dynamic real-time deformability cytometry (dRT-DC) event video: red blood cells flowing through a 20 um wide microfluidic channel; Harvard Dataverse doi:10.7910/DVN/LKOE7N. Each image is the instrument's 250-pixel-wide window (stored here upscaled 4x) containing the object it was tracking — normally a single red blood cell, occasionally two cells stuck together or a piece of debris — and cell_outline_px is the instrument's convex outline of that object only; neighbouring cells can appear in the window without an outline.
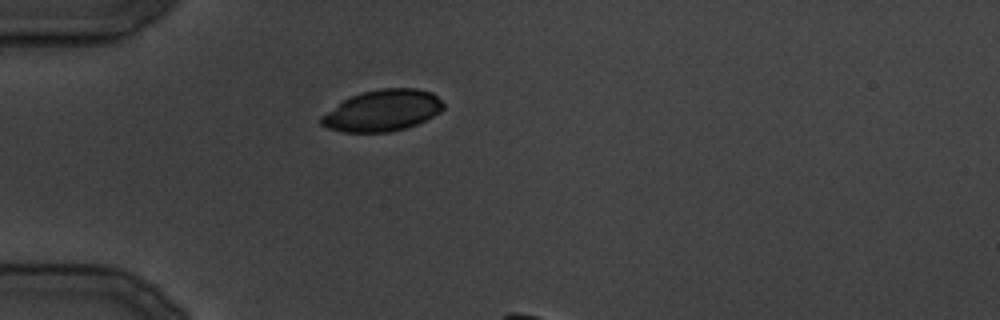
{"species": "common noctule bat (a hibernating species)", "species_latin": "Nyctalus noctula", "temperature_condition": "cold", "stored_images_in_passage": 4, "camera_frame_rate_fps": 3000, "um_per_image_px": 0.085, "animal": {"sex": "male", "body_mass_g": 19.5, "forearm_length_mm": 54.6}, "frame": {"image": 1, "passage_image": 1, "time_ms": 0.0, "image_size_px": [1000, 320], "cell_outline_px": [[444, 108], [440, 112], [416, 124], [392, 132], [344, 132], [328, 128], [320, 124], [320, 116], [344, 100], [352, 96], [364, 92], [380, 88], [416, 88], [432, 92], [444, 104]], "centroid_in_image_um": [32.51, 9.4], "position_along_channel_um": 52.5, "area_um2": 29.19}}